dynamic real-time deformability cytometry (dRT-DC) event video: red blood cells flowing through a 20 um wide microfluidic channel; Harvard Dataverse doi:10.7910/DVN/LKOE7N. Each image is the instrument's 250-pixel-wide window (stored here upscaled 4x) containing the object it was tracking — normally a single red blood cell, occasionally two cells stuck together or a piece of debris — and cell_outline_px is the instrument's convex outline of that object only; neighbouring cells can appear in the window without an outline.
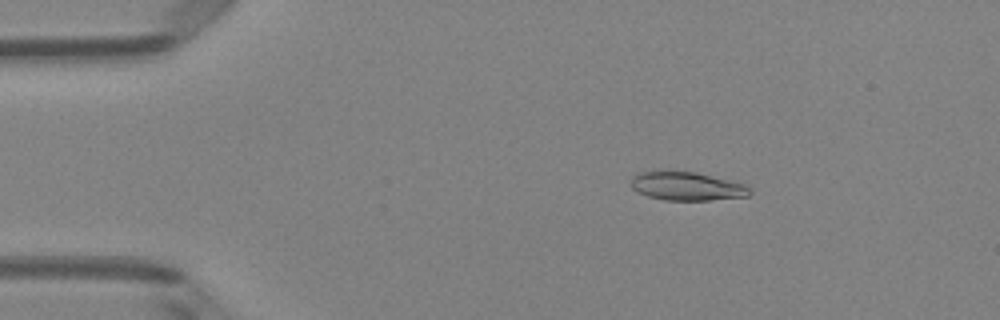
{"species": "Egyptian fruit bat (a non-hibernating species)", "species_latin": "Rousettus aegyptiacus", "temperature_condition": "room temperature", "stored_images_in_passage": 51, "camera_frame_rate_fps": 3000, "um_per_image_px": 0.085, "animal": {"sex": "female"}, "frame": {"image": 1, "passage_image": 9, "time_ms": 2.667, "image_size_px": [1000, 320], "cell_outline_px": [[752, 192], [748, 196], [708, 200], [664, 200], [648, 196], [636, 192], [632, 188], [632, 176], [636, 172], [664, 168], [696, 172], [744, 184], [752, 188]], "centroid_in_image_um": [58.31, 15.78], "position_along_channel_um": 26.7, "area_um2": 20.4}}
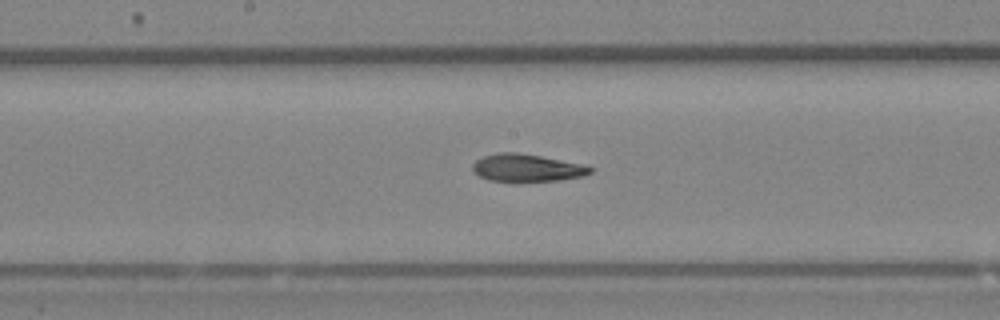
{"frame": {"image": 2, "passage_image": 27, "time_ms": 8.667, "image_size_px": [1000, 320], "cell_outline_px": [[592, 172], [584, 176], [560, 180], [488, 180], [472, 172], [472, 164], [476, 160], [484, 156], [496, 152], [516, 152], [540, 156], [580, 164], [592, 168]], "centroid_in_image_um": [44.73, 14.25], "position_along_channel_um": 203.5, "area_um2": 18.44}}
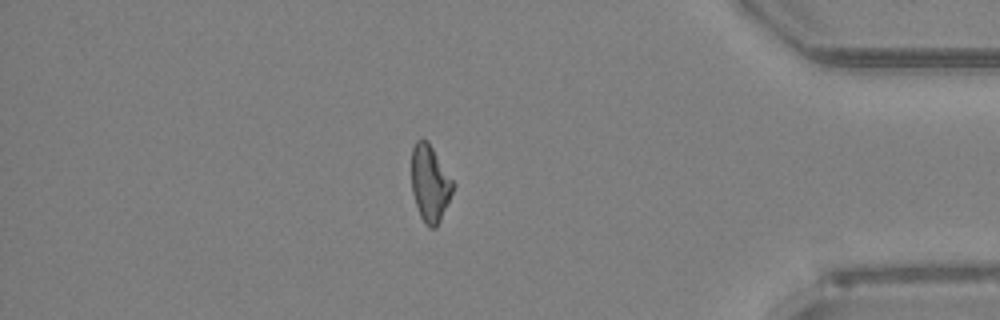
{"frame": {"image": 3, "passage_image": 44, "time_ms": 14.333, "image_size_px": [1000, 320], "cell_outline_px": [[456, 184], [440, 220], [436, 228], [428, 228], [420, 216], [412, 192], [412, 148], [416, 140], [428, 140]], "centroid_in_image_um": [36.56, 15.58], "position_along_channel_um": 398.6, "area_um2": 18.55}, "authors_computed_cell_mechanics": {"area_um2": 19.5942, "velocity_mm_per_s": 4.0261, "shape_relaxation_time_tau1_ms": 6.6212, "shape_relaxation_time_tau2_ms": 2.0394, "deformation_change_tau1": 0.1915, "deformation_change_tau2": 0.0887}}